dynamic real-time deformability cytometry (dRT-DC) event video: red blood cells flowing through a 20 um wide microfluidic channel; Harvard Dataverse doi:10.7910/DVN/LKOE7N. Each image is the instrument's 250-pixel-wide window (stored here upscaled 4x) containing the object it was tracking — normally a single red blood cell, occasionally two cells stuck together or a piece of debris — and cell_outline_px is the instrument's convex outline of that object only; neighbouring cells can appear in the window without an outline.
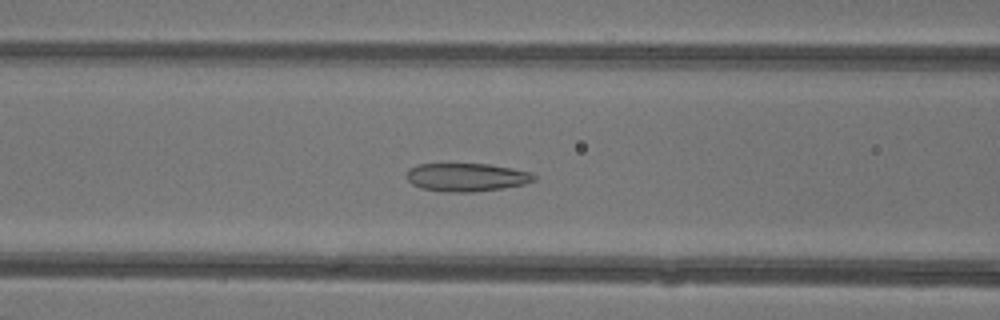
{"species": "common noctule bat (a hibernating species)", "species_latin": "Nyctalus noctula", "temperature_condition": "warm", "stored_images_in_passage": 38, "camera_frame_rate_fps": 3000, "um_per_image_px": 0.085, "animal": {"sex": "female"}, "frame": {"image": 1, "passage_image": 11, "time_ms": 3.333, "image_size_px": [1000, 320], "cell_outline_px": [[536, 180], [524, 184], [504, 188], [472, 192], [444, 192], [420, 188], [412, 184], [404, 176], [408, 168], [416, 164], [488, 164], [512, 168], [532, 172], [536, 176]], "centroid_in_image_um": [39.63, 15.06], "position_along_channel_um": 127.0, "area_um2": 21.27}}
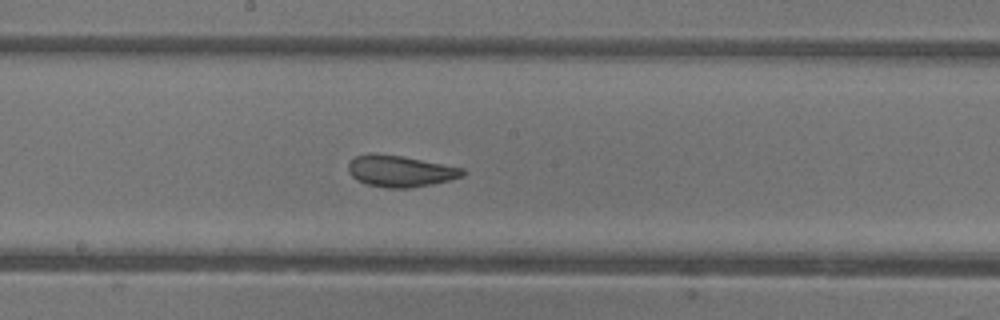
{"frame": {"image": 2, "passage_image": 17, "time_ms": 5.333, "image_size_px": [1000, 320], "cell_outline_px": [[468, 172], [464, 176], [432, 184], [408, 188], [388, 188], [364, 184], [356, 180], [348, 172], [348, 164], [356, 156], [372, 152], [404, 156], [464, 168]], "centroid_in_image_um": [34.02, 14.54], "position_along_channel_um": 214.2, "area_um2": 21.21}}
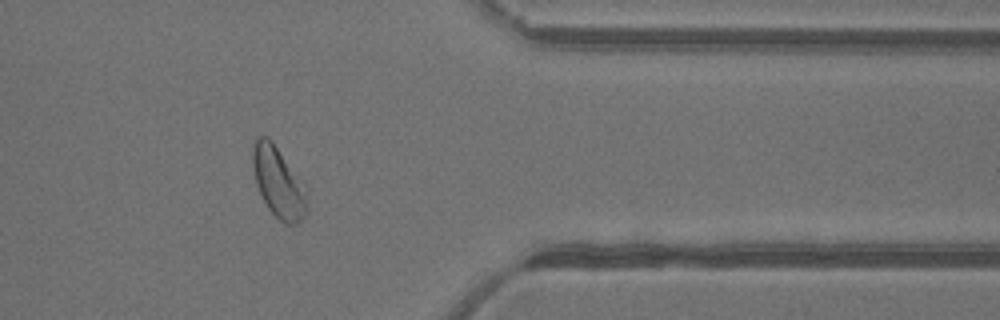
{"frame": {"image": 3, "passage_image": 30, "time_ms": 9.667, "image_size_px": [1000, 320], "cell_outline_px": [[308, 212], [296, 224], [288, 224], [280, 220], [268, 208], [256, 184], [252, 164], [252, 152], [256, 140], [260, 136], [268, 136], [272, 140], [308, 184]], "centroid_in_image_um": [23.74, 15.48], "position_along_channel_um": 387.7, "area_um2": 23.06}, "authors_computed_cell_mechanics": {"area_um2": 22.253, "velocity_mm_per_s": 4.3575, "shape_relaxation_time_tau1_ms": 5.3544, "shape_relaxation_time_tau2_ms": 0.948, "deformation_change_tau1": 0.1433, "deformation_change_tau2": 0.0805}}